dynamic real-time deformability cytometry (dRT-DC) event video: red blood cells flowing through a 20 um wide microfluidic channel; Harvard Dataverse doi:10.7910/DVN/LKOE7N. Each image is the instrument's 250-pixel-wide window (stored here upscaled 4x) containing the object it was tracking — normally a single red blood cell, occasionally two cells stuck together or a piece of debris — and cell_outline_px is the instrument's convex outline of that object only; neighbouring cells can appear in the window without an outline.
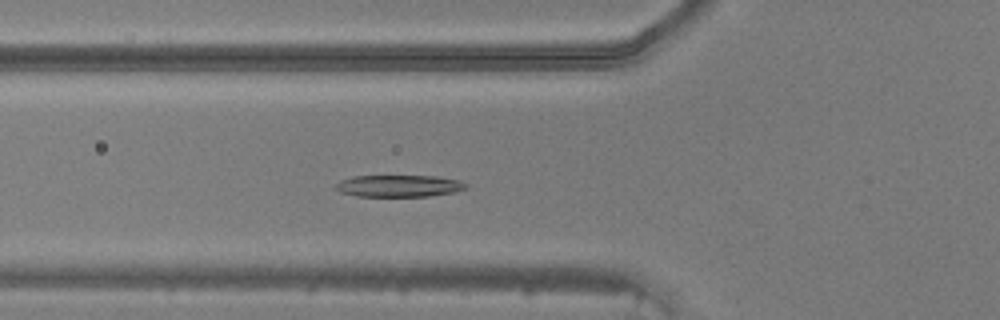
{"species": "common noctule bat (a hibernating species)", "species_latin": "Nyctalus noctula", "temperature_condition": "warm", "stored_images_in_passage": 47, "camera_frame_rate_fps": 3000, "um_per_image_px": 0.085, "animal": {"sex": "male", "body_mass_g": 20.5, "forearm_length_mm": 52.5}, "frame": {"image": 1, "passage_image": 16, "time_ms": 5.0, "image_size_px": [1000, 320], "cell_outline_px": [[468, 188], [456, 192], [428, 196], [356, 196], [340, 192], [336, 188], [336, 184], [340, 180], [352, 176], [436, 176], [460, 180], [468, 184]], "centroid_in_image_um": [33.95, 15.8], "position_along_channel_um": 91.8, "area_um2": 16.7}}
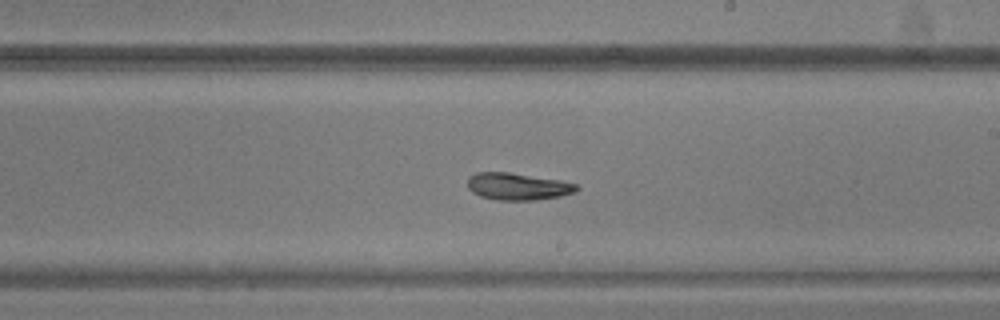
{"frame": {"image": 2, "passage_image": 27, "time_ms": 8.667, "image_size_px": [1000, 320], "cell_outline_px": [[580, 188], [576, 192], [560, 196], [536, 200], [496, 200], [480, 196], [472, 192], [468, 188], [468, 176], [476, 172], [508, 172], [560, 180], [576, 184]], "centroid_in_image_um": [44.0, 15.85], "position_along_channel_um": 245.0, "area_um2": 17.28}}
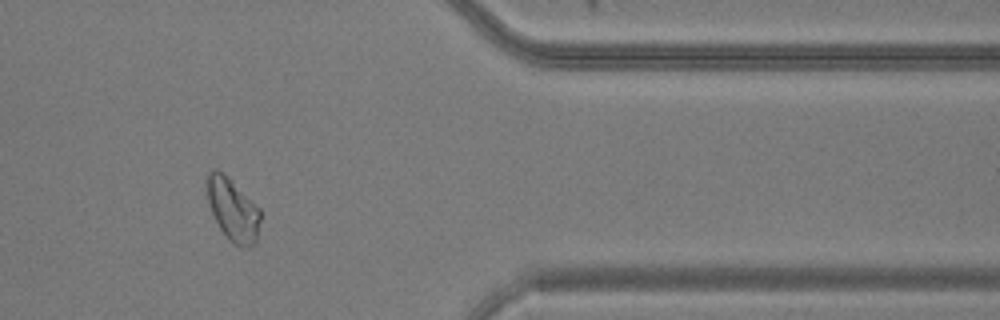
{"frame": {"image": 3, "passage_image": 39, "time_ms": 12.667, "image_size_px": [1000, 320], "cell_outline_px": [[260, 220], [256, 240], [248, 248], [232, 244], [228, 240], [220, 228], [212, 212], [208, 200], [208, 172], [212, 168], [216, 168], [232, 180], [260, 208]], "centroid_in_image_um": [19.8, 17.82], "position_along_channel_um": 391.6, "area_um2": 19.25}}